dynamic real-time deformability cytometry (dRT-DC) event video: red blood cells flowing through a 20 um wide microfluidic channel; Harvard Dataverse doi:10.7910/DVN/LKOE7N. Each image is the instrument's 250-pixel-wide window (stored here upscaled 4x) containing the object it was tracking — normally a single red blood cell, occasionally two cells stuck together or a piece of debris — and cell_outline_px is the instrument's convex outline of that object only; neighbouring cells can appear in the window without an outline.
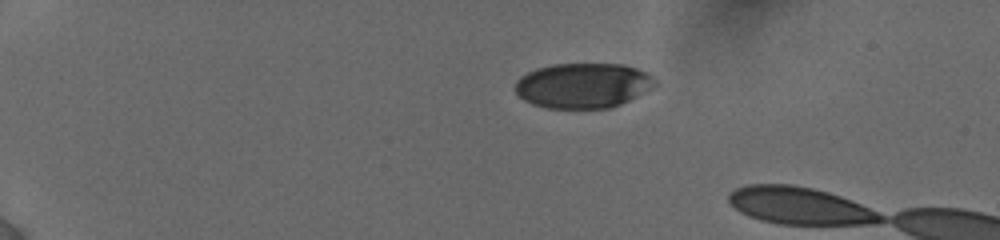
{"species": "human", "species_latin": "Homo sapiens", "temperature_condition": "cold", "stored_images_in_passage": 3, "camera_frame_rate_fps": 3000, "um_per_image_px": 0.085, "donor": {"sex": "female"}, "frame": {"image": 1, "passage_image": 1, "time_ms": 0.0, "image_size_px": [1000, 240], "cell_outline_px": [[656, 84], [652, 88], [620, 104], [608, 108], [548, 108], [532, 104], [524, 100], [516, 92], [516, 80], [520, 76], [536, 68], [552, 64], [624, 64], [636, 68], [652, 76], [656, 80]], "centroid_in_image_um": [49.54, 7.26], "position_along_channel_um": 35.5, "area_um2": 36.59}}